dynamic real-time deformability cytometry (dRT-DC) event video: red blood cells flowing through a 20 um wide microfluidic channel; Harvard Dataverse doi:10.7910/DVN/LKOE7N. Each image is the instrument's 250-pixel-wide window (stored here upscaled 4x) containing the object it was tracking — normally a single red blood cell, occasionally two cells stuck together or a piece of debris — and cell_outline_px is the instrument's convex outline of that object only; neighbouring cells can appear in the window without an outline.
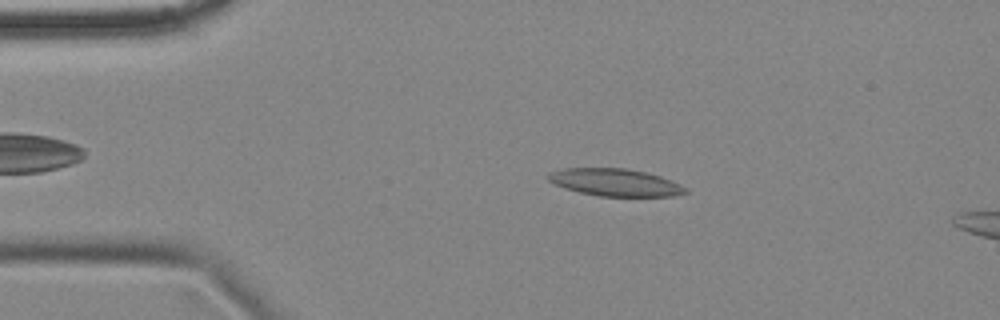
{"species": "common noctule bat (a hibernating species)", "species_latin": "Nyctalus noctula", "temperature_condition": "cold", "stored_images_in_passage": 6, "camera_frame_rate_fps": 3000, "um_per_image_px": 0.085, "animal": {"sex": "female", "body_mass_g": 18.4}, "frame": {"image": 1, "passage_image": 1, "time_ms": 0.0, "image_size_px": [1000, 320], "cell_outline_px": [[688, 192], [672, 196], [600, 196], [580, 192], [564, 188], [548, 180], [548, 172], [564, 168], [624, 168], [644, 172], [660, 176], [680, 184], [688, 188]], "centroid_in_image_um": [52.29, 15.5], "position_along_channel_um": 32.7, "area_um2": 21.73}}